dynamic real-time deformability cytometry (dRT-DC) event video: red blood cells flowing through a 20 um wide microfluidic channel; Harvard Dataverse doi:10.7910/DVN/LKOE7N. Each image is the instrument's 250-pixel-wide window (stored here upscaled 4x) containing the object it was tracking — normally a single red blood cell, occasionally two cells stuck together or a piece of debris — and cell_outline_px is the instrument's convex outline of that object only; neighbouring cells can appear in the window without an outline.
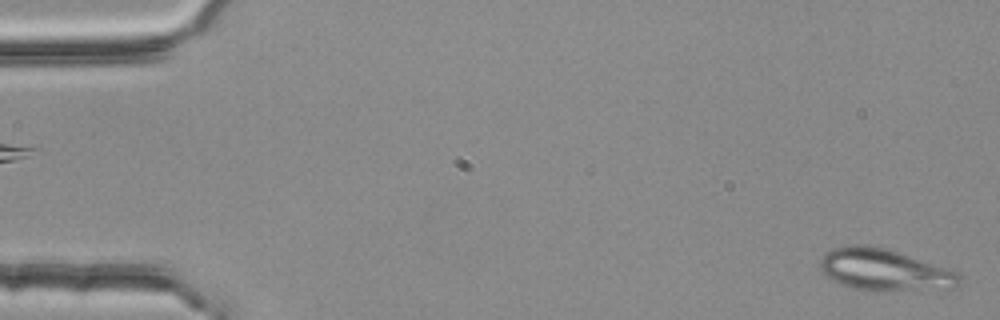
{"species": "common noctule bat (a hibernating species)", "species_latin": "Nyctalus noctula", "temperature_condition": "room temperature", "stored_images_in_passage": 3, "camera_frame_rate_fps": 3000, "um_per_image_px": 0.085, "animal": {"sex": "female", "body_mass_g": 25.1}, "frame": {"image": 1, "passage_image": 1, "time_ms": 0.0, "image_size_px": [1000, 320], "cell_outline_px": [[960, 280], [956, 288], [856, 288], [844, 284], [820, 272], [820, 260], [824, 252], [848, 244], [868, 244], [884, 248], [956, 272], [960, 276]], "centroid_in_image_um": [75.08, 22.87], "position_along_channel_um": 9.9, "area_um2": 32.02}}